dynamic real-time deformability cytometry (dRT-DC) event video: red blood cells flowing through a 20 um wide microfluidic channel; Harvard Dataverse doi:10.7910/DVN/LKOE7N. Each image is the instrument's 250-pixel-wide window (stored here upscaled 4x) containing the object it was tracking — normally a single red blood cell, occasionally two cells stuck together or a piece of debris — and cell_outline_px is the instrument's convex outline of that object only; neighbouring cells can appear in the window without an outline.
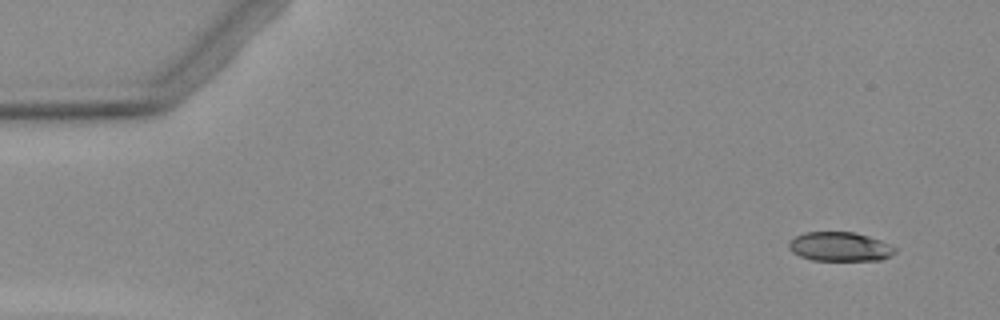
{"species": "Egyptian fruit bat (a non-hibernating species)", "species_latin": "Rousettus aegyptiacus", "temperature_condition": "warm", "stored_images_in_passage": 5, "camera_frame_rate_fps": 3000, "um_per_image_px": 0.085, "animal": {"sex": "female"}, "frame": {"image": 1, "passage_image": 1, "time_ms": 0.0, "image_size_px": [1000, 320], "cell_outline_px": [[896, 252], [892, 256], [880, 260], [812, 260], [800, 256], [792, 252], [788, 248], [788, 240], [804, 232], [852, 232], [868, 236], [880, 240], [896, 248]], "centroid_in_image_um": [71.37, 20.97], "position_along_channel_um": 13.6, "area_um2": 18.09}}
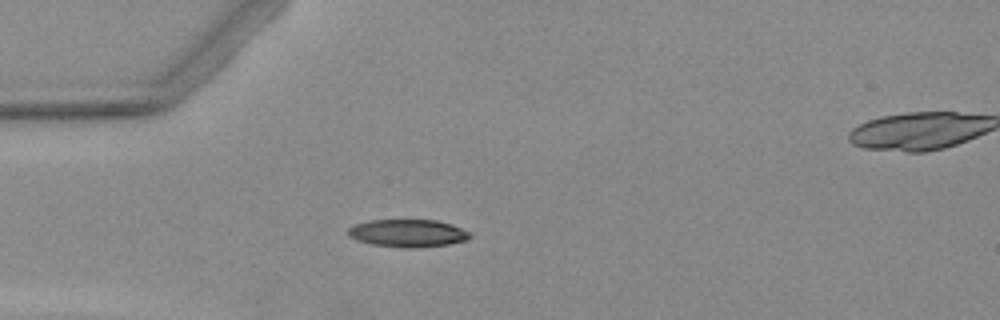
{"frame": {"image": 2, "passage_image": 4, "time_ms": 3.667, "image_size_px": [1000, 320], "cell_outline_px": [[472, 236], [468, 240], [448, 244], [412, 248], [372, 244], [356, 240], [348, 236], [348, 228], [356, 224], [372, 220], [436, 220], [452, 224], [472, 232]], "centroid_in_image_um": [34.71, 19.81], "position_along_channel_um": 50.3, "area_um2": 19.59}}